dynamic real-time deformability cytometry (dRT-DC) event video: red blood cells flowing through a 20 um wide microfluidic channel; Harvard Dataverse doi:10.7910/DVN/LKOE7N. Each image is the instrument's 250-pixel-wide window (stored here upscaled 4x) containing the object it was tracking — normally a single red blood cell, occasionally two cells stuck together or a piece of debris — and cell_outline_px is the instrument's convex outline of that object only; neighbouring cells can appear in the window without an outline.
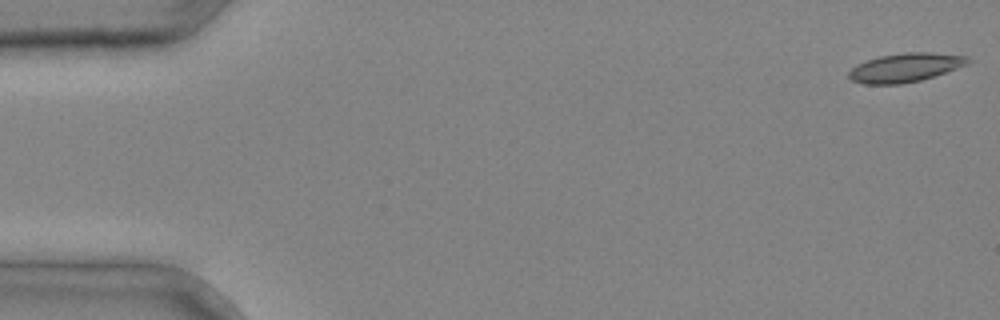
{"species": "common noctule bat (a hibernating species)", "species_latin": "Nyctalus noctula", "temperature_condition": "cold", "stored_images_in_passage": 3, "camera_frame_rate_fps": 3000, "um_per_image_px": 0.085, "animal": {"sex": "male", "body_mass_g": 20.4}, "frame": {"image": 1, "passage_image": 1, "time_ms": 0.0, "image_size_px": [1000, 320], "cell_outline_px": [[972, 60], [968, 64], [920, 80], [900, 84], [864, 84], [852, 80], [848, 76], [848, 72], [856, 64], [880, 56], [904, 52], [932, 52], [968, 56]], "centroid_in_image_um": [76.94, 5.73], "position_along_channel_um": 8.1, "area_um2": 19.88}}